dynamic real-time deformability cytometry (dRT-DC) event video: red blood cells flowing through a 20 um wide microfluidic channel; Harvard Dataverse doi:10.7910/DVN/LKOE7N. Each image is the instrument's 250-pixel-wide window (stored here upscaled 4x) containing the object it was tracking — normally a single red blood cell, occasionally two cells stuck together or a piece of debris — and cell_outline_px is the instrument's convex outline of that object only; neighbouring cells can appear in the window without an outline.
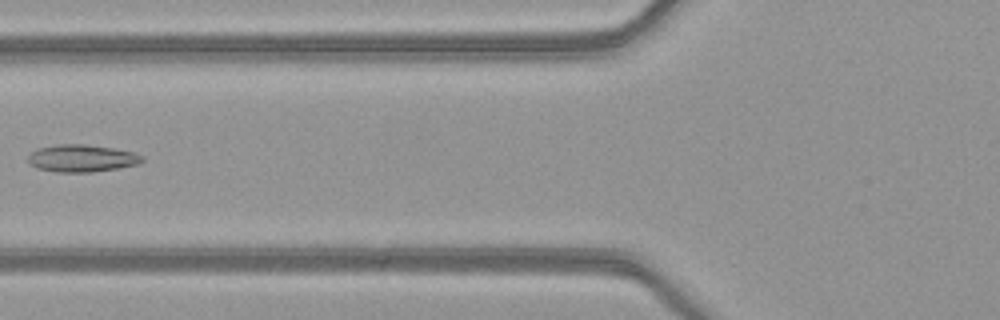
{"species": "common noctule bat (a hibernating species)", "species_latin": "Nyctalus noctula", "temperature_condition": "warm", "stored_images_in_passage": 6, "camera_frame_rate_fps": 3000, "um_per_image_px": 0.085, "animal": {"sex": "female", "body_mass_g": 21.9}, "frame": {"image": 1, "passage_image": 5, "time_ms": 1.333, "image_size_px": [1000, 320], "cell_outline_px": [[144, 160], [140, 164], [92, 172], [56, 172], [36, 168], [28, 164], [28, 156], [36, 148], [56, 144], [84, 144], [112, 148], [132, 152], [144, 156]], "centroid_in_image_um": [6.92, 13.45], "position_along_channel_um": 118.9, "area_um2": 18.26}}
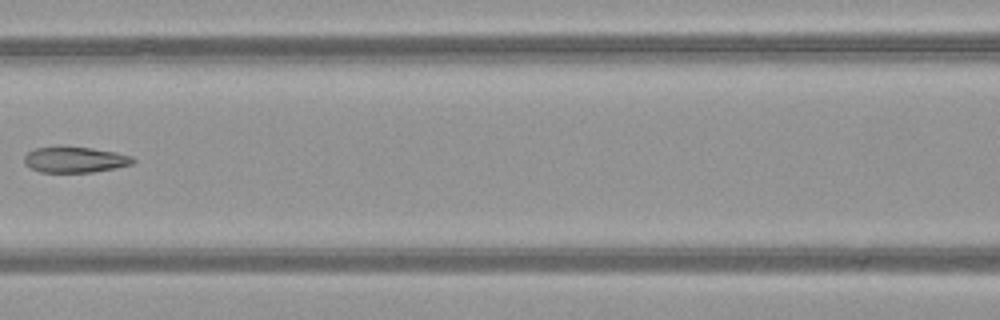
{"frame": {"image": 2, "passage_image": 6, "time_ms": 1.667, "image_size_px": [1000, 320], "cell_outline_px": [[136, 160], [132, 164], [116, 168], [92, 172], [40, 172], [24, 164], [24, 156], [28, 152], [36, 148], [64, 144], [92, 148], [116, 152], [132, 156]], "centroid_in_image_um": [6.36, 13.54], "position_along_channel_um": 160.2, "area_um2": 16.82}}